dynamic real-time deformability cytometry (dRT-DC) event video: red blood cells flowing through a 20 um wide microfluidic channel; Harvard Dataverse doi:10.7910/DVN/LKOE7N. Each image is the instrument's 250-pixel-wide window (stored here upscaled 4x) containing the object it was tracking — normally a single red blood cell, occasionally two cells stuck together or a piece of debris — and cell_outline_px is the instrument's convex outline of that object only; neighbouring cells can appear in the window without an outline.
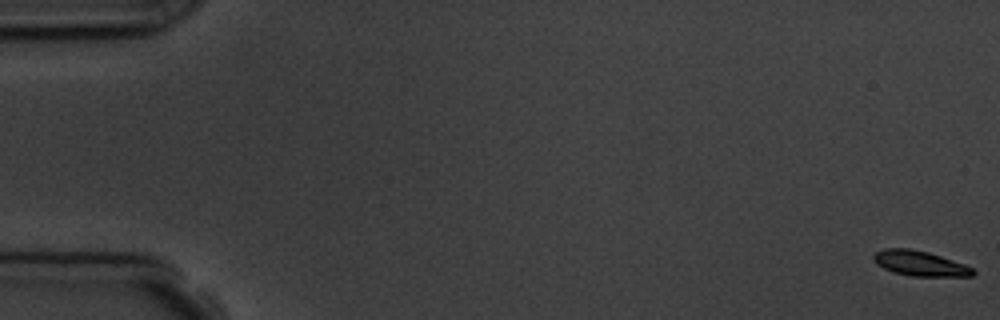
{"species": "common noctule bat (a hibernating species)", "species_latin": "Nyctalus noctula", "temperature_condition": "room temperature", "stored_images_in_passage": 2, "camera_frame_rate_fps": 3000, "um_per_image_px": 0.085, "animal": {"sex": "male", "body_mass_g": 19.5, "forearm_length_mm": 54.6}, "frame": {"image": 1, "passage_image": 2, "time_ms": 2.0, "image_size_px": [1000, 320], "cell_outline_px": [[976, 272], [972, 276], [912, 276], [892, 272], [876, 264], [872, 260], [872, 256], [876, 252], [884, 248], [912, 248], [928, 252], [964, 264], [972, 268]], "centroid_in_image_um": [78.15, 22.38], "position_along_channel_um": 6.9, "area_um2": 14.57}}